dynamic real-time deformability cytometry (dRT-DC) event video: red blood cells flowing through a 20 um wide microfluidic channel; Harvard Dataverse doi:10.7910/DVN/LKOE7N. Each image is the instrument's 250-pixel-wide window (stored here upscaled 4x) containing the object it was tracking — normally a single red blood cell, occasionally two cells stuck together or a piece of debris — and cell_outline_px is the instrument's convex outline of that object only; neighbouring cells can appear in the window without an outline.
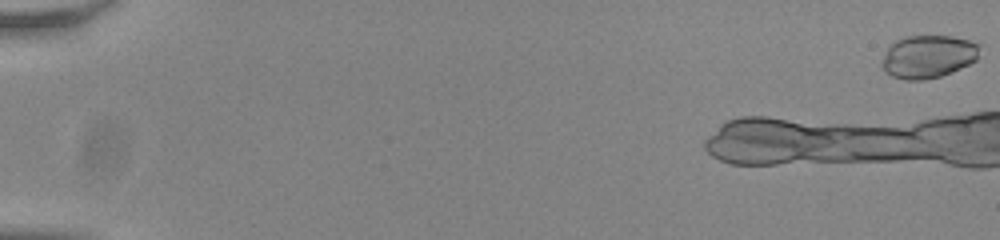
{"species": "common noctule bat (a hibernating species)", "species_latin": "Nyctalus noctula", "temperature_condition": "room temperature", "stored_images_in_passage": 13, "camera_frame_rate_fps": 3000, "um_per_image_px": 0.085, "animal": {"sex": "male", "body_mass_g": 20.0, "forearm_length_mm": 53.3}, "frame": {"image": 1, "passage_image": 1, "time_ms": 0.0, "image_size_px": [1000, 240], "cell_outline_px": [[980, 44], [976, 60], [952, 72], [940, 76], [924, 80], [904, 80], [892, 76], [884, 72], [880, 64], [888, 44], [904, 36], [952, 36], [968, 40]], "centroid_in_image_um": [78.83, 4.81], "position_along_channel_um": 6.2, "area_um2": 24.68}}